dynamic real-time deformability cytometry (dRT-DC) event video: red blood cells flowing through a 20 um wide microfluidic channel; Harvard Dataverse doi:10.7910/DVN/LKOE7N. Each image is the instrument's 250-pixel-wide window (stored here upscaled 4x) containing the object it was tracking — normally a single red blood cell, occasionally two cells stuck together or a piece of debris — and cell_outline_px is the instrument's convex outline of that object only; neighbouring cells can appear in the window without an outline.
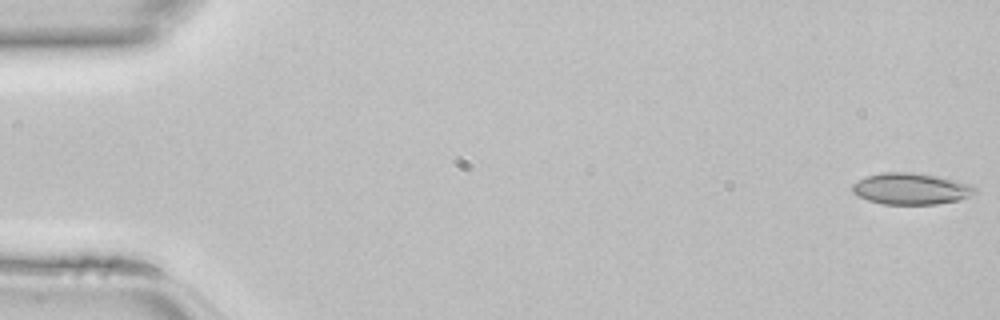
{"species": "common noctule bat (a hibernating species)", "species_latin": "Nyctalus noctula", "temperature_condition": "room temperature", "stored_images_in_passage": 45, "camera_frame_rate_fps": 3000, "um_per_image_px": 0.085, "animal": {"sex": "female", "body_mass_g": 22.7, "forearm_length_mm": 54.2}, "frame": {"image": 1, "passage_image": 1, "time_ms": 0.0, "image_size_px": [1000, 320], "cell_outline_px": [[980, 192], [956, 200], [936, 204], [884, 204], [868, 200], [852, 192], [852, 184], [868, 176], [884, 172], [912, 172], [936, 176], [972, 184]], "centroid_in_image_um": [77.46, 16.04], "position_along_channel_um": 7.5, "area_um2": 22.25}}
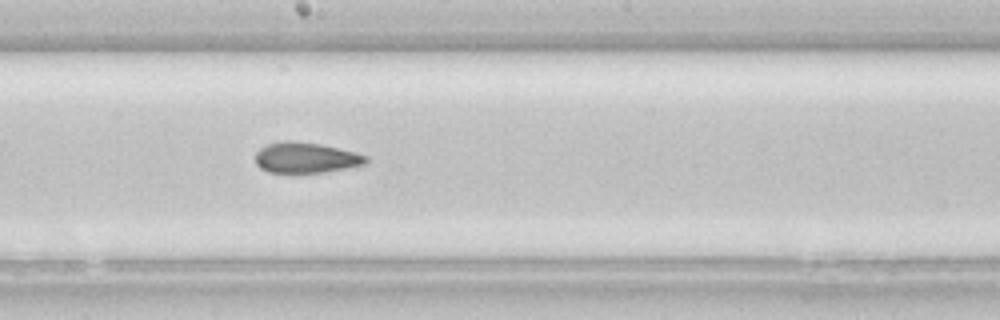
{"frame": {"image": 2, "passage_image": 25, "time_ms": 8.0, "image_size_px": [1000, 320], "cell_outline_px": [[368, 160], [364, 164], [324, 172], [268, 172], [260, 168], [256, 164], [256, 152], [260, 148], [268, 144], [284, 140], [292, 140], [320, 144], [356, 152], [368, 156]], "centroid_in_image_um": [25.98, 13.39], "position_along_channel_um": 222.2, "area_um2": 19.59}}
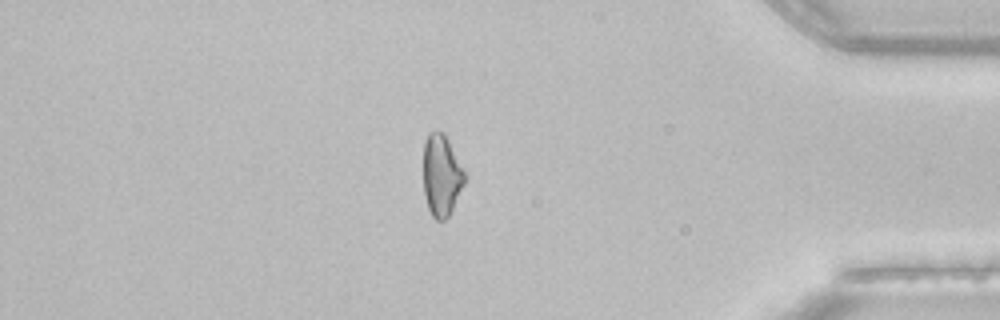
{"frame": {"image": 3, "passage_image": 39, "time_ms": 12.667, "image_size_px": [1000, 320], "cell_outline_px": [[468, 180], [448, 216], [444, 220], [436, 220], [432, 216], [428, 208], [424, 196], [424, 140], [428, 132], [444, 132], [468, 176]], "centroid_in_image_um": [37.56, 14.91], "position_along_channel_um": 397.6, "area_um2": 20.0}}